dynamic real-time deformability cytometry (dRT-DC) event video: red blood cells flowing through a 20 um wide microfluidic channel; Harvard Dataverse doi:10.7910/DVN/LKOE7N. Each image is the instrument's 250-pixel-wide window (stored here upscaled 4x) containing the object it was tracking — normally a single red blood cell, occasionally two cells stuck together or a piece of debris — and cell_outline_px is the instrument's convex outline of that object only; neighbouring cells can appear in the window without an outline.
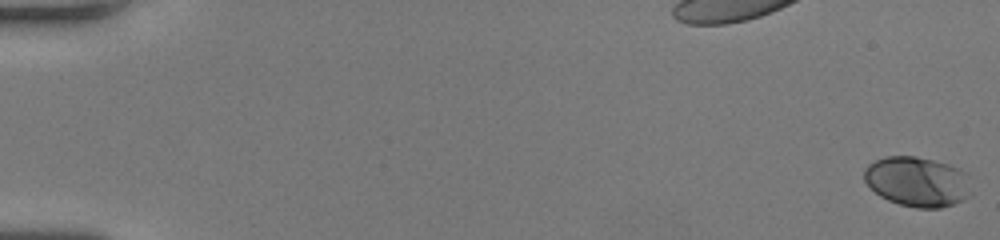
{"species": "human", "species_latin": "Homo sapiens", "temperature_condition": "room temperature", "stored_images_in_passage": 54, "camera_frame_rate_fps": 3000, "um_per_image_px": 0.085, "donor": {"sex": "female"}, "frame": {"image": 1, "passage_image": 1, "time_ms": 0.0, "image_size_px": [1000, 240], "cell_outline_px": [[972, 196], [964, 200], [940, 208], [916, 208], [900, 204], [888, 200], [880, 196], [864, 180], [864, 168], [868, 164], [884, 156], [916, 156], [948, 164], [960, 168], [968, 172], [972, 192]], "centroid_in_image_um": [78.03, 15.44], "position_along_channel_um": 7.0, "area_um2": 31.56}}
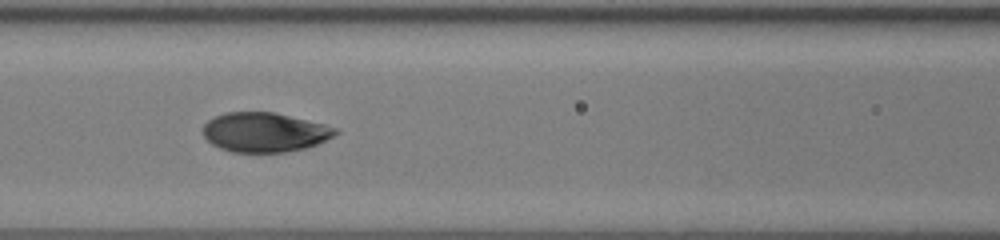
{"frame": {"image": 2, "passage_image": 26, "time_ms": 8.333, "image_size_px": [1000, 240], "cell_outline_px": [[340, 132], [308, 148], [284, 152], [232, 152], [220, 148], [212, 144], [204, 136], [204, 124], [208, 120], [224, 112], [272, 112], [324, 124], [340, 128]], "centroid_in_image_um": [22.5, 11.24], "position_along_channel_um": 144.1, "area_um2": 30.35}}
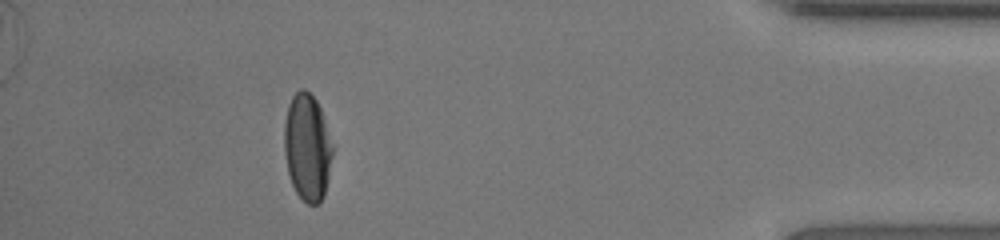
{"frame": {"image": 3, "passage_image": 49, "time_ms": 16.0, "image_size_px": [1000, 240], "cell_outline_px": [[332, 156], [328, 180], [324, 196], [320, 204], [308, 204], [296, 192], [292, 184], [288, 172], [284, 152], [284, 124], [288, 104], [292, 96], [300, 88], [304, 88], [316, 100], [320, 108], [332, 144]], "centroid_in_image_um": [26.11, 12.52], "position_along_channel_um": 409.1, "area_um2": 30.06}, "authors_computed_cell_mechanics": {"area_um2": 30.6051, "velocity_mm_per_s": 4.0609, "shape_relaxation_time_tau1_ms": 3.504, "shape_relaxation_time_tau2_ms": 1.0489, "deformation_change_tau1": 0.1681, "deformation_change_tau2": 0.0496}}